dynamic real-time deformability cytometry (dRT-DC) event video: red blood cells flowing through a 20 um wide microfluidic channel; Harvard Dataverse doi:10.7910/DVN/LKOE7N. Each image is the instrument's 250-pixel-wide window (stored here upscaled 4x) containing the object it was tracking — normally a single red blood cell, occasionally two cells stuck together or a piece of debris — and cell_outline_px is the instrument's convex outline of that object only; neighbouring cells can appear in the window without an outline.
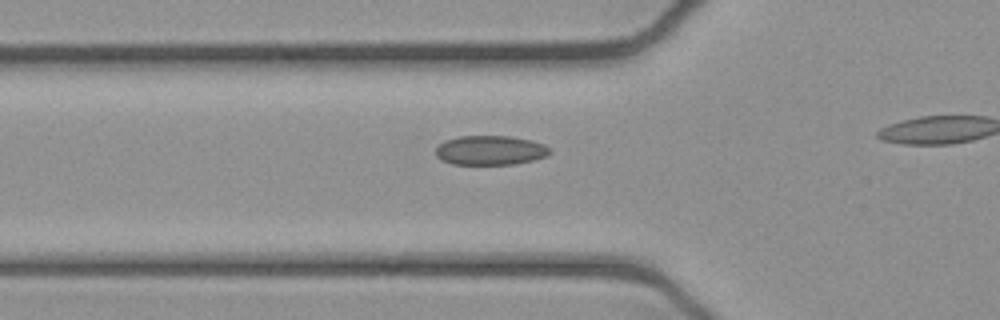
{"species": "common noctule bat (a hibernating species)", "species_latin": "Nyctalus noctula", "temperature_condition": "cold", "stored_images_in_passage": 7, "camera_frame_rate_fps": 3000, "um_per_image_px": 0.085, "animal": {"sex": "female", "body_mass_g": 21.9}, "frame": {"image": 1, "passage_image": 2, "time_ms": 0.333, "image_size_px": [1000, 320], "cell_outline_px": [[552, 152], [548, 156], [516, 164], [452, 164], [436, 156], [436, 148], [444, 140], [456, 136], [508, 136], [532, 140], [544, 144]], "centroid_in_image_um": [41.69, 12.77], "position_along_channel_um": 84.1, "area_um2": 19.59}}
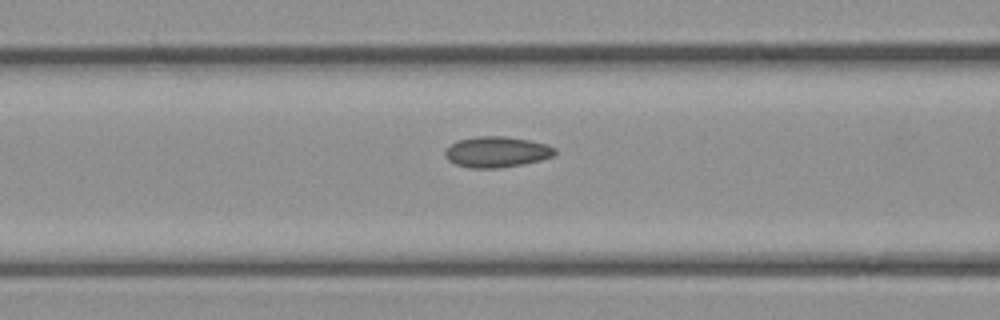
{"frame": {"image": 2, "passage_image": 5, "time_ms": 1.333, "image_size_px": [1000, 320], "cell_outline_px": [[556, 156], [524, 164], [500, 168], [468, 168], [456, 164], [448, 160], [444, 156], [444, 152], [456, 140], [476, 136], [504, 136], [532, 140], [556, 148]], "centroid_in_image_um": [42.23, 12.91], "position_along_channel_um": 124.4, "area_um2": 19.94}}